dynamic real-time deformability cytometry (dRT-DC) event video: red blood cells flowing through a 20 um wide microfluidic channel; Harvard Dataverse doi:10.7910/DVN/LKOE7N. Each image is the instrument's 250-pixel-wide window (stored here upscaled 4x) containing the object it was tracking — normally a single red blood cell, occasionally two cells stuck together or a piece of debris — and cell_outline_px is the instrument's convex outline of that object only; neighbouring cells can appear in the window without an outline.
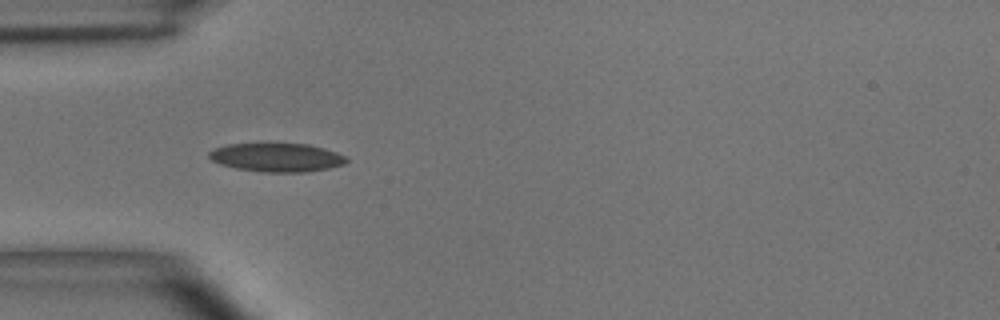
{"species": "common noctule bat (a hibernating species)", "species_latin": "Nyctalus noctula", "temperature_condition": "room temperature", "stored_images_in_passage": 39, "camera_frame_rate_fps": 3000, "um_per_image_px": 0.085, "animal": {"sex": "male", "body_mass_g": 15.6}, "frame": {"image": 1, "passage_image": 1, "time_ms": 0.0, "image_size_px": [1000, 320], "cell_outline_px": [[348, 160], [344, 164], [328, 168], [308, 172], [260, 172], [236, 168], [220, 164], [212, 160], [208, 156], [208, 152], [216, 148], [228, 144], [260, 140], [308, 144], [324, 148], [336, 152], [344, 156]], "centroid_in_image_um": [23.47, 13.33], "position_along_channel_um": 61.5, "area_um2": 23.93}}
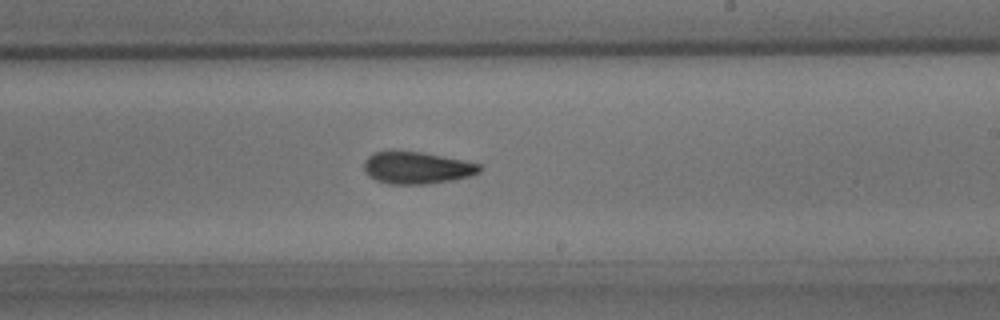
{"frame": {"image": 2, "passage_image": 17, "time_ms": 5.333, "image_size_px": [1000, 320], "cell_outline_px": [[480, 172], [468, 176], [452, 180], [428, 184], [388, 184], [376, 180], [368, 176], [364, 172], [364, 160], [368, 156], [376, 152], [420, 152], [480, 164]], "centroid_in_image_um": [35.38, 14.29], "position_along_channel_um": 253.6, "area_um2": 21.21}}
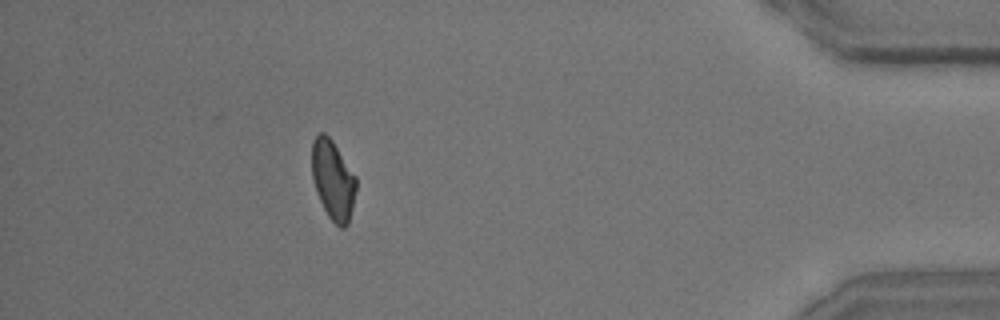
{"frame": {"image": 3, "passage_image": 34, "time_ms": 11.0, "image_size_px": [1000, 320], "cell_outline_px": [[356, 188], [352, 208], [348, 224], [344, 228], [340, 228], [328, 216], [316, 192], [312, 176], [312, 140], [320, 132], [324, 132], [332, 140], [356, 176]], "centroid_in_image_um": [28.3, 15.28], "position_along_channel_um": 406.9, "area_um2": 20.4}, "authors_computed_cell_mechanics": {"area_um2": 21.386, "velocity_mm_per_s": 3.6157, "shape_relaxation_time_tau1_ms": null, "shape_relaxation_time_tau2_ms": 3.8013, "deformation_change_tau1": null, "deformation_change_tau2": 0.1142}}